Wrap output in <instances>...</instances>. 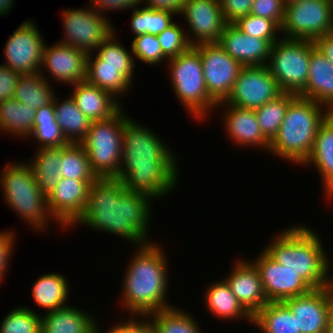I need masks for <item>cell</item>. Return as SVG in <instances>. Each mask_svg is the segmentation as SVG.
<instances>
[{
	"instance_id": "39",
	"label": "cell",
	"mask_w": 333,
	"mask_h": 333,
	"mask_svg": "<svg viewBox=\"0 0 333 333\" xmlns=\"http://www.w3.org/2000/svg\"><path fill=\"white\" fill-rule=\"evenodd\" d=\"M60 173L62 178H72L82 181H96L88 154L80 143H70L62 147Z\"/></svg>"
},
{
	"instance_id": "49",
	"label": "cell",
	"mask_w": 333,
	"mask_h": 333,
	"mask_svg": "<svg viewBox=\"0 0 333 333\" xmlns=\"http://www.w3.org/2000/svg\"><path fill=\"white\" fill-rule=\"evenodd\" d=\"M90 6L96 11L99 15L106 17L107 11H124L132 10L143 4V0H90ZM106 11V12H105Z\"/></svg>"
},
{
	"instance_id": "20",
	"label": "cell",
	"mask_w": 333,
	"mask_h": 333,
	"mask_svg": "<svg viewBox=\"0 0 333 333\" xmlns=\"http://www.w3.org/2000/svg\"><path fill=\"white\" fill-rule=\"evenodd\" d=\"M221 108H225V111H221L222 119L220 120L224 123L225 133L228 134L232 143L241 147L262 148L264 153L269 151L270 142L260 130L254 109L240 108L231 104H217L215 110L219 111L217 109Z\"/></svg>"
},
{
	"instance_id": "43",
	"label": "cell",
	"mask_w": 333,
	"mask_h": 333,
	"mask_svg": "<svg viewBox=\"0 0 333 333\" xmlns=\"http://www.w3.org/2000/svg\"><path fill=\"white\" fill-rule=\"evenodd\" d=\"M234 25L243 33L257 38L267 39L271 44L282 37L281 34L279 35L281 28L274 21L255 16L251 13L238 19Z\"/></svg>"
},
{
	"instance_id": "47",
	"label": "cell",
	"mask_w": 333,
	"mask_h": 333,
	"mask_svg": "<svg viewBox=\"0 0 333 333\" xmlns=\"http://www.w3.org/2000/svg\"><path fill=\"white\" fill-rule=\"evenodd\" d=\"M16 234L13 230L0 231V284L9 271L11 256L14 252Z\"/></svg>"
},
{
	"instance_id": "38",
	"label": "cell",
	"mask_w": 333,
	"mask_h": 333,
	"mask_svg": "<svg viewBox=\"0 0 333 333\" xmlns=\"http://www.w3.org/2000/svg\"><path fill=\"white\" fill-rule=\"evenodd\" d=\"M132 10L129 24L135 37L143 34L157 36L174 23L173 16L176 15L170 11L151 9L144 5Z\"/></svg>"
},
{
	"instance_id": "55",
	"label": "cell",
	"mask_w": 333,
	"mask_h": 333,
	"mask_svg": "<svg viewBox=\"0 0 333 333\" xmlns=\"http://www.w3.org/2000/svg\"><path fill=\"white\" fill-rule=\"evenodd\" d=\"M326 333H333V309L329 317Z\"/></svg>"
},
{
	"instance_id": "28",
	"label": "cell",
	"mask_w": 333,
	"mask_h": 333,
	"mask_svg": "<svg viewBox=\"0 0 333 333\" xmlns=\"http://www.w3.org/2000/svg\"><path fill=\"white\" fill-rule=\"evenodd\" d=\"M81 309L69 303L64 308L43 312L41 333H93L97 316H92L91 312Z\"/></svg>"
},
{
	"instance_id": "21",
	"label": "cell",
	"mask_w": 333,
	"mask_h": 333,
	"mask_svg": "<svg viewBox=\"0 0 333 333\" xmlns=\"http://www.w3.org/2000/svg\"><path fill=\"white\" fill-rule=\"evenodd\" d=\"M235 262L224 280L242 306L254 316L268 303L259 272L251 259L239 257Z\"/></svg>"
},
{
	"instance_id": "7",
	"label": "cell",
	"mask_w": 333,
	"mask_h": 333,
	"mask_svg": "<svg viewBox=\"0 0 333 333\" xmlns=\"http://www.w3.org/2000/svg\"><path fill=\"white\" fill-rule=\"evenodd\" d=\"M166 63L172 90L187 114L202 122L210 118L217 104L208 96L200 53L192 46Z\"/></svg>"
},
{
	"instance_id": "31",
	"label": "cell",
	"mask_w": 333,
	"mask_h": 333,
	"mask_svg": "<svg viewBox=\"0 0 333 333\" xmlns=\"http://www.w3.org/2000/svg\"><path fill=\"white\" fill-rule=\"evenodd\" d=\"M36 110L15 98L0 102V133L14 138H29L32 134Z\"/></svg>"
},
{
	"instance_id": "15",
	"label": "cell",
	"mask_w": 333,
	"mask_h": 333,
	"mask_svg": "<svg viewBox=\"0 0 333 333\" xmlns=\"http://www.w3.org/2000/svg\"><path fill=\"white\" fill-rule=\"evenodd\" d=\"M180 16L185 19V24L187 22V28L190 29L186 34L192 46L218 43L227 24L221 1L218 0H186Z\"/></svg>"
},
{
	"instance_id": "53",
	"label": "cell",
	"mask_w": 333,
	"mask_h": 333,
	"mask_svg": "<svg viewBox=\"0 0 333 333\" xmlns=\"http://www.w3.org/2000/svg\"><path fill=\"white\" fill-rule=\"evenodd\" d=\"M331 265L332 264H330V259L327 257V276H326L325 289L327 293L333 298V276L332 274L330 275Z\"/></svg>"
},
{
	"instance_id": "44",
	"label": "cell",
	"mask_w": 333,
	"mask_h": 333,
	"mask_svg": "<svg viewBox=\"0 0 333 333\" xmlns=\"http://www.w3.org/2000/svg\"><path fill=\"white\" fill-rule=\"evenodd\" d=\"M157 38L163 54L168 59L176 57L192 47L189 43L186 30L176 22L158 34Z\"/></svg>"
},
{
	"instance_id": "24",
	"label": "cell",
	"mask_w": 333,
	"mask_h": 333,
	"mask_svg": "<svg viewBox=\"0 0 333 333\" xmlns=\"http://www.w3.org/2000/svg\"><path fill=\"white\" fill-rule=\"evenodd\" d=\"M136 66L101 65L94 53L87 55L86 82L120 98L132 88ZM134 72V73H133Z\"/></svg>"
},
{
	"instance_id": "27",
	"label": "cell",
	"mask_w": 333,
	"mask_h": 333,
	"mask_svg": "<svg viewBox=\"0 0 333 333\" xmlns=\"http://www.w3.org/2000/svg\"><path fill=\"white\" fill-rule=\"evenodd\" d=\"M204 291V304L211 315L220 320H244L253 324V316L238 301L224 279L213 282Z\"/></svg>"
},
{
	"instance_id": "23",
	"label": "cell",
	"mask_w": 333,
	"mask_h": 333,
	"mask_svg": "<svg viewBox=\"0 0 333 333\" xmlns=\"http://www.w3.org/2000/svg\"><path fill=\"white\" fill-rule=\"evenodd\" d=\"M302 167L314 166L321 177L324 196L333 200V112L320 124L313 149Z\"/></svg>"
},
{
	"instance_id": "56",
	"label": "cell",
	"mask_w": 333,
	"mask_h": 333,
	"mask_svg": "<svg viewBox=\"0 0 333 333\" xmlns=\"http://www.w3.org/2000/svg\"><path fill=\"white\" fill-rule=\"evenodd\" d=\"M285 4H288L290 2L296 1V0H283Z\"/></svg>"
},
{
	"instance_id": "17",
	"label": "cell",
	"mask_w": 333,
	"mask_h": 333,
	"mask_svg": "<svg viewBox=\"0 0 333 333\" xmlns=\"http://www.w3.org/2000/svg\"><path fill=\"white\" fill-rule=\"evenodd\" d=\"M94 181L60 178L59 183L46 196L47 206L52 218L61 228H71L84 213L89 186Z\"/></svg>"
},
{
	"instance_id": "52",
	"label": "cell",
	"mask_w": 333,
	"mask_h": 333,
	"mask_svg": "<svg viewBox=\"0 0 333 333\" xmlns=\"http://www.w3.org/2000/svg\"><path fill=\"white\" fill-rule=\"evenodd\" d=\"M314 42L316 47L333 64V32L317 38Z\"/></svg>"
},
{
	"instance_id": "46",
	"label": "cell",
	"mask_w": 333,
	"mask_h": 333,
	"mask_svg": "<svg viewBox=\"0 0 333 333\" xmlns=\"http://www.w3.org/2000/svg\"><path fill=\"white\" fill-rule=\"evenodd\" d=\"M286 4L283 0H254L250 13L274 21L280 28L284 21Z\"/></svg>"
},
{
	"instance_id": "33",
	"label": "cell",
	"mask_w": 333,
	"mask_h": 333,
	"mask_svg": "<svg viewBox=\"0 0 333 333\" xmlns=\"http://www.w3.org/2000/svg\"><path fill=\"white\" fill-rule=\"evenodd\" d=\"M45 74L39 72L21 75L14 91V98L35 110L53 102L55 91Z\"/></svg>"
},
{
	"instance_id": "14",
	"label": "cell",
	"mask_w": 333,
	"mask_h": 333,
	"mask_svg": "<svg viewBox=\"0 0 333 333\" xmlns=\"http://www.w3.org/2000/svg\"><path fill=\"white\" fill-rule=\"evenodd\" d=\"M283 93L266 65L243 66L228 98L219 104L257 109Z\"/></svg>"
},
{
	"instance_id": "29",
	"label": "cell",
	"mask_w": 333,
	"mask_h": 333,
	"mask_svg": "<svg viewBox=\"0 0 333 333\" xmlns=\"http://www.w3.org/2000/svg\"><path fill=\"white\" fill-rule=\"evenodd\" d=\"M67 279L61 273L49 272L34 281L31 294L37 306L46 313L68 306L70 285Z\"/></svg>"
},
{
	"instance_id": "11",
	"label": "cell",
	"mask_w": 333,
	"mask_h": 333,
	"mask_svg": "<svg viewBox=\"0 0 333 333\" xmlns=\"http://www.w3.org/2000/svg\"><path fill=\"white\" fill-rule=\"evenodd\" d=\"M64 37L58 41L76 49L94 53L114 31L111 17L99 15L92 7L62 10Z\"/></svg>"
},
{
	"instance_id": "10",
	"label": "cell",
	"mask_w": 333,
	"mask_h": 333,
	"mask_svg": "<svg viewBox=\"0 0 333 333\" xmlns=\"http://www.w3.org/2000/svg\"><path fill=\"white\" fill-rule=\"evenodd\" d=\"M333 32L332 0H296L286 4L281 35L289 39L317 38Z\"/></svg>"
},
{
	"instance_id": "3",
	"label": "cell",
	"mask_w": 333,
	"mask_h": 333,
	"mask_svg": "<svg viewBox=\"0 0 333 333\" xmlns=\"http://www.w3.org/2000/svg\"><path fill=\"white\" fill-rule=\"evenodd\" d=\"M129 260L122 282L120 298L130 316L146 317L174 307L167 302L169 266L166 251L159 243L149 242L136 249ZM168 291V292H167Z\"/></svg>"
},
{
	"instance_id": "34",
	"label": "cell",
	"mask_w": 333,
	"mask_h": 333,
	"mask_svg": "<svg viewBox=\"0 0 333 333\" xmlns=\"http://www.w3.org/2000/svg\"><path fill=\"white\" fill-rule=\"evenodd\" d=\"M262 333H300L296 317L283 302H268L253 316V324Z\"/></svg>"
},
{
	"instance_id": "36",
	"label": "cell",
	"mask_w": 333,
	"mask_h": 333,
	"mask_svg": "<svg viewBox=\"0 0 333 333\" xmlns=\"http://www.w3.org/2000/svg\"><path fill=\"white\" fill-rule=\"evenodd\" d=\"M156 333H202L194 316L176 306L146 316Z\"/></svg>"
},
{
	"instance_id": "48",
	"label": "cell",
	"mask_w": 333,
	"mask_h": 333,
	"mask_svg": "<svg viewBox=\"0 0 333 333\" xmlns=\"http://www.w3.org/2000/svg\"><path fill=\"white\" fill-rule=\"evenodd\" d=\"M254 0H221L224 20L227 24H234L238 19L250 14Z\"/></svg>"
},
{
	"instance_id": "37",
	"label": "cell",
	"mask_w": 333,
	"mask_h": 333,
	"mask_svg": "<svg viewBox=\"0 0 333 333\" xmlns=\"http://www.w3.org/2000/svg\"><path fill=\"white\" fill-rule=\"evenodd\" d=\"M298 95L293 93H281L274 100H271L255 109V115L257 117L260 130L265 138L271 142L282 124L286 115L289 104Z\"/></svg>"
},
{
	"instance_id": "18",
	"label": "cell",
	"mask_w": 333,
	"mask_h": 333,
	"mask_svg": "<svg viewBox=\"0 0 333 333\" xmlns=\"http://www.w3.org/2000/svg\"><path fill=\"white\" fill-rule=\"evenodd\" d=\"M283 303L296 317L297 330L300 333H326L333 298L325 287L286 299Z\"/></svg>"
},
{
	"instance_id": "50",
	"label": "cell",
	"mask_w": 333,
	"mask_h": 333,
	"mask_svg": "<svg viewBox=\"0 0 333 333\" xmlns=\"http://www.w3.org/2000/svg\"><path fill=\"white\" fill-rule=\"evenodd\" d=\"M21 74L0 64V102L14 98V91Z\"/></svg>"
},
{
	"instance_id": "45",
	"label": "cell",
	"mask_w": 333,
	"mask_h": 333,
	"mask_svg": "<svg viewBox=\"0 0 333 333\" xmlns=\"http://www.w3.org/2000/svg\"><path fill=\"white\" fill-rule=\"evenodd\" d=\"M126 318V320L125 318L120 319L121 322L118 321L112 327L110 326L107 332H102V325H99V320H97L93 333H156L153 325L147 317H138L139 320H137V316Z\"/></svg>"
},
{
	"instance_id": "25",
	"label": "cell",
	"mask_w": 333,
	"mask_h": 333,
	"mask_svg": "<svg viewBox=\"0 0 333 333\" xmlns=\"http://www.w3.org/2000/svg\"><path fill=\"white\" fill-rule=\"evenodd\" d=\"M71 86L73 92L70 96L90 121L106 120L123 108L121 101L110 92L86 81Z\"/></svg>"
},
{
	"instance_id": "42",
	"label": "cell",
	"mask_w": 333,
	"mask_h": 333,
	"mask_svg": "<svg viewBox=\"0 0 333 333\" xmlns=\"http://www.w3.org/2000/svg\"><path fill=\"white\" fill-rule=\"evenodd\" d=\"M131 50L134 60L141 63L152 65H161L168 58L163 54L161 45L157 36L151 34H143L132 39Z\"/></svg>"
},
{
	"instance_id": "6",
	"label": "cell",
	"mask_w": 333,
	"mask_h": 333,
	"mask_svg": "<svg viewBox=\"0 0 333 333\" xmlns=\"http://www.w3.org/2000/svg\"><path fill=\"white\" fill-rule=\"evenodd\" d=\"M22 162L7 163L1 169L2 198L34 232L46 233L50 222L55 220L49 213L47 197L36 183L32 168L27 162Z\"/></svg>"
},
{
	"instance_id": "9",
	"label": "cell",
	"mask_w": 333,
	"mask_h": 333,
	"mask_svg": "<svg viewBox=\"0 0 333 333\" xmlns=\"http://www.w3.org/2000/svg\"><path fill=\"white\" fill-rule=\"evenodd\" d=\"M315 48V42L306 39L281 37L272 44L266 66L282 92L299 95L305 89Z\"/></svg>"
},
{
	"instance_id": "1",
	"label": "cell",
	"mask_w": 333,
	"mask_h": 333,
	"mask_svg": "<svg viewBox=\"0 0 333 333\" xmlns=\"http://www.w3.org/2000/svg\"><path fill=\"white\" fill-rule=\"evenodd\" d=\"M135 120L130 117L123 125L122 157L116 179L129 191L160 200L179 183L178 154L160 135Z\"/></svg>"
},
{
	"instance_id": "32",
	"label": "cell",
	"mask_w": 333,
	"mask_h": 333,
	"mask_svg": "<svg viewBox=\"0 0 333 333\" xmlns=\"http://www.w3.org/2000/svg\"><path fill=\"white\" fill-rule=\"evenodd\" d=\"M37 152L28 164L41 191L47 196L62 178L60 171L62 147H43ZM31 161V162H30Z\"/></svg>"
},
{
	"instance_id": "5",
	"label": "cell",
	"mask_w": 333,
	"mask_h": 333,
	"mask_svg": "<svg viewBox=\"0 0 333 333\" xmlns=\"http://www.w3.org/2000/svg\"><path fill=\"white\" fill-rule=\"evenodd\" d=\"M330 113L324 105L297 96L289 104L268 153L288 163L302 165L313 149L320 124Z\"/></svg>"
},
{
	"instance_id": "26",
	"label": "cell",
	"mask_w": 333,
	"mask_h": 333,
	"mask_svg": "<svg viewBox=\"0 0 333 333\" xmlns=\"http://www.w3.org/2000/svg\"><path fill=\"white\" fill-rule=\"evenodd\" d=\"M298 96L312 99L333 112V64L317 47L310 53L308 81Z\"/></svg>"
},
{
	"instance_id": "35",
	"label": "cell",
	"mask_w": 333,
	"mask_h": 333,
	"mask_svg": "<svg viewBox=\"0 0 333 333\" xmlns=\"http://www.w3.org/2000/svg\"><path fill=\"white\" fill-rule=\"evenodd\" d=\"M35 137V138H34ZM37 142L36 149L63 147L70 144L56 122L53 102L36 110L32 134L28 138Z\"/></svg>"
},
{
	"instance_id": "4",
	"label": "cell",
	"mask_w": 333,
	"mask_h": 333,
	"mask_svg": "<svg viewBox=\"0 0 333 333\" xmlns=\"http://www.w3.org/2000/svg\"><path fill=\"white\" fill-rule=\"evenodd\" d=\"M299 223L283 229L262 248L273 260L295 272L313 289L326 285V248L315 229ZM325 249V250H324Z\"/></svg>"
},
{
	"instance_id": "16",
	"label": "cell",
	"mask_w": 333,
	"mask_h": 333,
	"mask_svg": "<svg viewBox=\"0 0 333 333\" xmlns=\"http://www.w3.org/2000/svg\"><path fill=\"white\" fill-rule=\"evenodd\" d=\"M260 251L251 262L259 272L268 302H283L313 289L295 272L273 260L263 249Z\"/></svg>"
},
{
	"instance_id": "12",
	"label": "cell",
	"mask_w": 333,
	"mask_h": 333,
	"mask_svg": "<svg viewBox=\"0 0 333 333\" xmlns=\"http://www.w3.org/2000/svg\"><path fill=\"white\" fill-rule=\"evenodd\" d=\"M193 47L200 53L208 96L216 104L224 102L243 65L228 55L218 43H201Z\"/></svg>"
},
{
	"instance_id": "41",
	"label": "cell",
	"mask_w": 333,
	"mask_h": 333,
	"mask_svg": "<svg viewBox=\"0 0 333 333\" xmlns=\"http://www.w3.org/2000/svg\"><path fill=\"white\" fill-rule=\"evenodd\" d=\"M116 32L115 29V31L94 50V54L101 59V65L136 66L131 48L129 47V52L116 37Z\"/></svg>"
},
{
	"instance_id": "8",
	"label": "cell",
	"mask_w": 333,
	"mask_h": 333,
	"mask_svg": "<svg viewBox=\"0 0 333 333\" xmlns=\"http://www.w3.org/2000/svg\"><path fill=\"white\" fill-rule=\"evenodd\" d=\"M124 111L121 108L106 120L92 121L86 137L80 142L98 178H116L119 173L123 125L129 118Z\"/></svg>"
},
{
	"instance_id": "51",
	"label": "cell",
	"mask_w": 333,
	"mask_h": 333,
	"mask_svg": "<svg viewBox=\"0 0 333 333\" xmlns=\"http://www.w3.org/2000/svg\"><path fill=\"white\" fill-rule=\"evenodd\" d=\"M186 0H143V5L157 10H165L180 15Z\"/></svg>"
},
{
	"instance_id": "22",
	"label": "cell",
	"mask_w": 333,
	"mask_h": 333,
	"mask_svg": "<svg viewBox=\"0 0 333 333\" xmlns=\"http://www.w3.org/2000/svg\"><path fill=\"white\" fill-rule=\"evenodd\" d=\"M218 44L243 66L266 65L272 47L267 39L243 33L234 24H226Z\"/></svg>"
},
{
	"instance_id": "30",
	"label": "cell",
	"mask_w": 333,
	"mask_h": 333,
	"mask_svg": "<svg viewBox=\"0 0 333 333\" xmlns=\"http://www.w3.org/2000/svg\"><path fill=\"white\" fill-rule=\"evenodd\" d=\"M53 107L56 122L70 143H80L87 135L92 121L77 107L71 96L56 98Z\"/></svg>"
},
{
	"instance_id": "13",
	"label": "cell",
	"mask_w": 333,
	"mask_h": 333,
	"mask_svg": "<svg viewBox=\"0 0 333 333\" xmlns=\"http://www.w3.org/2000/svg\"><path fill=\"white\" fill-rule=\"evenodd\" d=\"M35 24L31 19L23 21L5 43L3 65L21 75L35 74L41 70L46 42Z\"/></svg>"
},
{
	"instance_id": "2",
	"label": "cell",
	"mask_w": 333,
	"mask_h": 333,
	"mask_svg": "<svg viewBox=\"0 0 333 333\" xmlns=\"http://www.w3.org/2000/svg\"><path fill=\"white\" fill-rule=\"evenodd\" d=\"M153 200L147 194L127 190L119 179L98 178L89 186L86 209L72 228L85 225L117 235L135 249L152 242L148 230Z\"/></svg>"
},
{
	"instance_id": "19",
	"label": "cell",
	"mask_w": 333,
	"mask_h": 333,
	"mask_svg": "<svg viewBox=\"0 0 333 333\" xmlns=\"http://www.w3.org/2000/svg\"><path fill=\"white\" fill-rule=\"evenodd\" d=\"M87 53L60 42L44 48L40 73L57 83L74 85L86 80ZM44 68V69H43ZM48 70V71H47Z\"/></svg>"
},
{
	"instance_id": "54",
	"label": "cell",
	"mask_w": 333,
	"mask_h": 333,
	"mask_svg": "<svg viewBox=\"0 0 333 333\" xmlns=\"http://www.w3.org/2000/svg\"><path fill=\"white\" fill-rule=\"evenodd\" d=\"M14 3V0H0V16L6 17L7 14L11 13L10 10L13 9Z\"/></svg>"
},
{
	"instance_id": "40",
	"label": "cell",
	"mask_w": 333,
	"mask_h": 333,
	"mask_svg": "<svg viewBox=\"0 0 333 333\" xmlns=\"http://www.w3.org/2000/svg\"><path fill=\"white\" fill-rule=\"evenodd\" d=\"M27 306L9 311L0 324V333H41V314Z\"/></svg>"
}]
</instances>
